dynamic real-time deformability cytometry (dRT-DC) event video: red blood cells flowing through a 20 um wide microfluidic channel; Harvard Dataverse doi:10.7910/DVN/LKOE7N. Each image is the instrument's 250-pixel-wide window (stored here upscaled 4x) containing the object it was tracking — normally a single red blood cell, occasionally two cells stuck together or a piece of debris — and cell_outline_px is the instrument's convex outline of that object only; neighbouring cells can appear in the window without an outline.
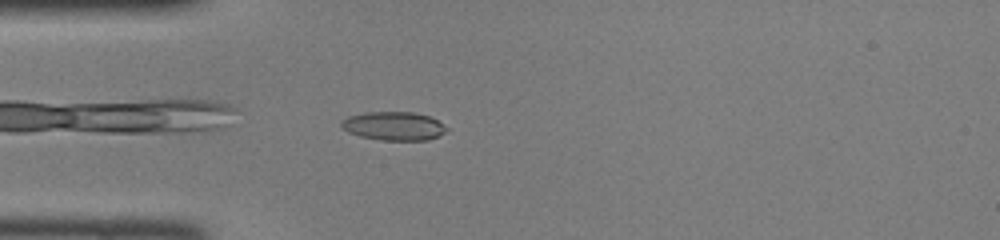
{"species": "common noctule bat (a hibernating species)", "species_latin": "Nyctalus noctula", "temperature_condition": "room temperature", "stored_images_in_passage": 31, "camera_frame_rate_fps": 3000, "um_per_image_px": 0.085, "animal": {"sex": "female", "body_mass_g": 22.0, "forearm_length_mm": 56.7}, "frame": {"image": 1, "passage_image": 1, "time_ms": 0.0, "image_size_px": [1000, 240], "cell_outline_px": [[448, 128], [444, 132], [428, 140], [384, 140], [360, 136], [348, 132], [340, 128], [340, 120], [348, 116], [364, 112], [412, 112], [428, 116], [436, 120]], "centroid_in_image_um": [33.39, 10.7], "position_along_channel_um": 51.6, "area_um2": 17.46}}
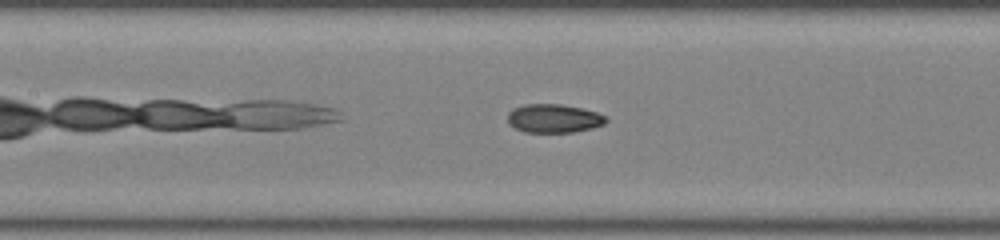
{"frame": {"image": 2, "passage_image": 9, "time_ms": 2.667, "image_size_px": [1000, 240], "cell_outline_px": [[608, 120], [604, 124], [592, 128], [572, 132], [524, 132], [508, 124], [508, 112], [512, 108], [524, 104], [560, 104], [584, 108], [608, 116]], "centroid_in_image_um": [47.08, 10.05], "position_along_channel_um": 160.3, "area_um2": 16.59}}
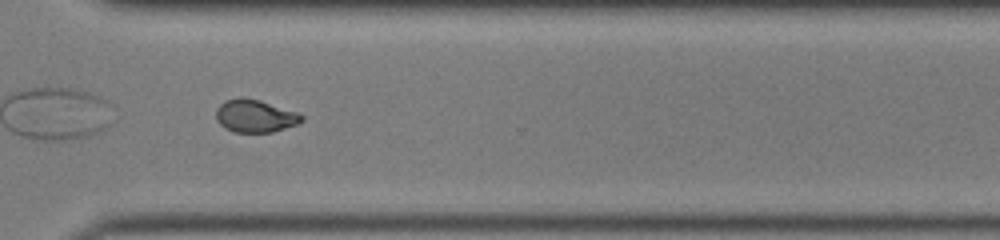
{"frame": {"image": 3, "passage_image": 22, "time_ms": 7.0, "image_size_px": [1000, 240], "cell_outline_px": [[304, 120], [296, 124], [272, 132], [236, 132], [224, 128], [216, 120], [216, 108], [224, 100], [240, 96], [260, 100], [296, 112], [304, 116]], "centroid_in_image_um": [21.64, 9.84], "position_along_channel_um": 349.0, "area_um2": 16.36}}